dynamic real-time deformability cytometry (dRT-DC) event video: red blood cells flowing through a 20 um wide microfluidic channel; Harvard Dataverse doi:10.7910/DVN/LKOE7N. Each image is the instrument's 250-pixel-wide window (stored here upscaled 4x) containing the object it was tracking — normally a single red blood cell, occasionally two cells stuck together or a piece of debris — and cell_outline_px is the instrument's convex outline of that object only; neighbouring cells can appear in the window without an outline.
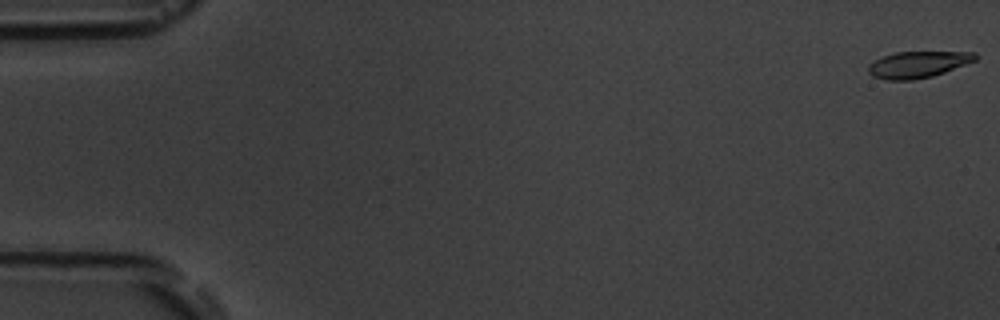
{"species": "common noctule bat (a hibernating species)", "species_latin": "Nyctalus noctula", "temperature_condition": "room temperature", "stored_images_in_passage": 6, "camera_frame_rate_fps": 3000, "um_per_image_px": 0.085, "animal": {"sex": "male", "body_mass_g": 19.5, "forearm_length_mm": 54.6}, "frame": {"image": 1, "passage_image": 1, "time_ms": 0.0, "image_size_px": [1000, 320], "cell_outline_px": [[980, 56], [976, 60], [944, 72], [932, 76], [912, 80], [884, 80], [872, 76], [868, 72], [868, 64], [884, 56], [896, 52], [976, 52]], "centroid_in_image_um": [78.02, 5.48], "position_along_channel_um": 7.0, "area_um2": 16.47}}